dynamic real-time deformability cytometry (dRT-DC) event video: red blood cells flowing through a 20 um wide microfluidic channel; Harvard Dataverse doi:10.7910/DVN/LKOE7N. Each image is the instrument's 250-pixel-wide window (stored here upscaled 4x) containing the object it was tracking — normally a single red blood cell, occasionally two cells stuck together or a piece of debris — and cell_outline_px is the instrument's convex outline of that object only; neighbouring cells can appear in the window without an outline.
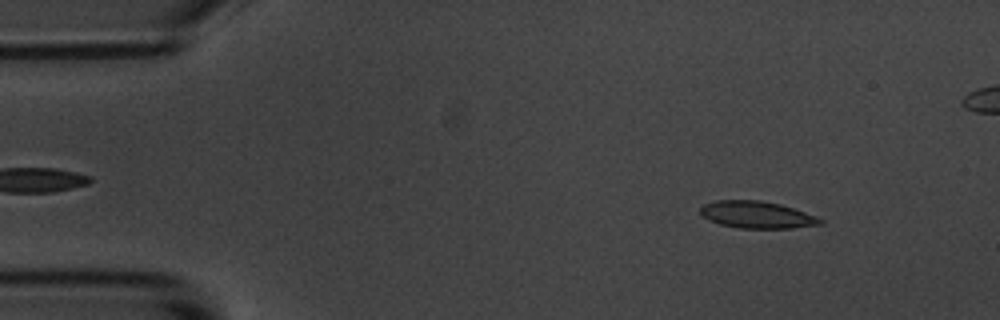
{"species": "common noctule bat (a hibernating species)", "species_latin": "Nyctalus noctula", "temperature_condition": "room temperature", "stored_images_in_passage": 7, "camera_frame_rate_fps": 3000, "um_per_image_px": 0.085, "animal": {"sex": "male", "body_mass_g": 20.1, "forearm_length_mm": 53.5}, "frame": {"image": 1, "passage_image": 1, "time_ms": 0.0, "image_size_px": [1000, 320], "cell_outline_px": [[824, 224], [792, 228], [740, 228], [720, 224], [708, 220], [700, 212], [700, 208], [704, 204], [716, 200], [760, 200], [780, 204], [816, 216], [824, 220]], "centroid_in_image_um": [64.34, 18.25], "position_along_channel_um": 20.7, "area_um2": 18.84}}
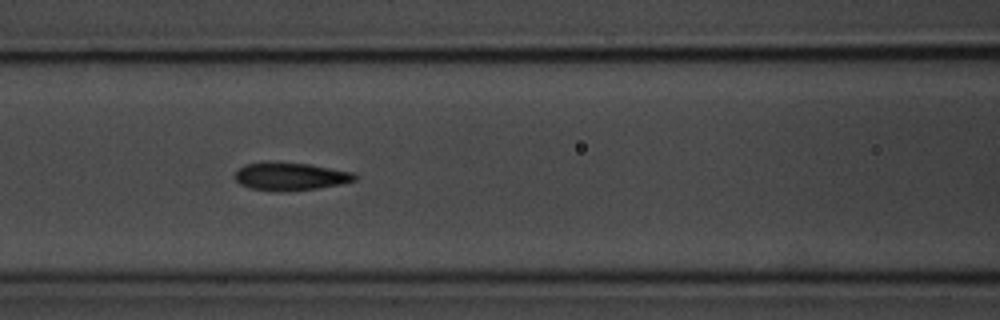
{"frame": {"image": 2, "passage_image": 6, "time_ms": 5.667, "image_size_px": [1000, 320], "cell_outline_px": [[360, 176], [356, 180], [340, 184], [320, 188], [284, 192], [280, 192], [252, 188], [240, 184], [236, 180], [236, 172], [244, 164], [268, 160], [308, 164], [356, 172]], "centroid_in_image_um": [24.73, 14.98], "position_along_channel_um": 141.9, "area_um2": 19.94}}
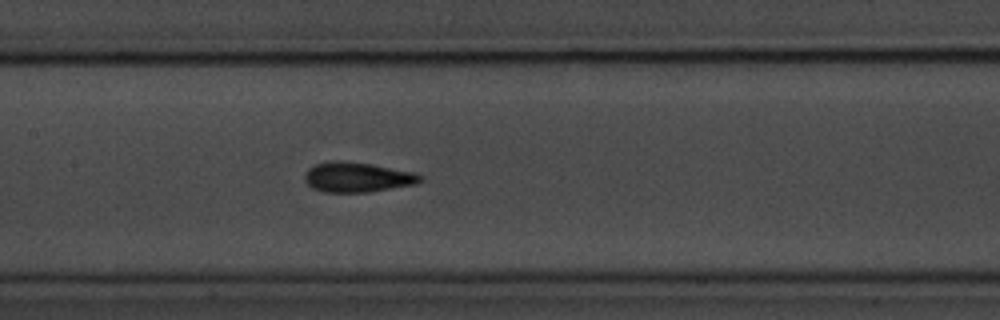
{"frame": {"image": 3, "passage_image": 7, "time_ms": 6.667, "image_size_px": [1000, 320], "cell_outline_px": [[424, 180], [416, 184], [368, 192], [324, 192], [312, 188], [304, 180], [304, 176], [308, 168], [316, 164], [336, 160], [372, 164], [416, 172], [424, 176]], "centroid_in_image_um": [30.41, 15.06], "position_along_channel_um": 177.0, "area_um2": 20.29}}